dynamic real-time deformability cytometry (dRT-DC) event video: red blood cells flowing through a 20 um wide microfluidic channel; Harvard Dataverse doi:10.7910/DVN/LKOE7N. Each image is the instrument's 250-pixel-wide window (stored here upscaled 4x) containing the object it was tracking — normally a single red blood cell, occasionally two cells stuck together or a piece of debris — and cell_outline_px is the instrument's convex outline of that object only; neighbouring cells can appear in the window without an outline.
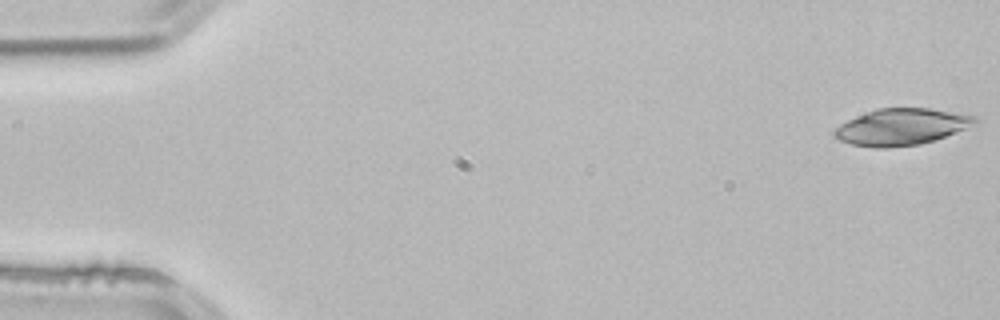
{"species": "common noctule bat (a hibernating species)", "species_latin": "Nyctalus noctula", "temperature_condition": "room temperature", "stored_images_in_passage": 3, "camera_frame_rate_fps": 3000, "um_per_image_px": 0.085, "animal": {"sex": "male", "body_mass_g": 21.5, "forearm_length_mm": 52.0}, "frame": {"image": 1, "passage_image": 1, "time_ms": 0.0, "image_size_px": [1000, 320], "cell_outline_px": [[976, 124], [956, 132], [920, 144], [888, 148], [872, 148], [852, 144], [840, 140], [832, 136], [832, 132], [840, 124], [856, 116], [876, 108], [928, 108], [960, 112], [976, 116]], "centroid_in_image_um": [76.61, 10.78], "position_along_channel_um": 8.4, "area_um2": 30.0}}